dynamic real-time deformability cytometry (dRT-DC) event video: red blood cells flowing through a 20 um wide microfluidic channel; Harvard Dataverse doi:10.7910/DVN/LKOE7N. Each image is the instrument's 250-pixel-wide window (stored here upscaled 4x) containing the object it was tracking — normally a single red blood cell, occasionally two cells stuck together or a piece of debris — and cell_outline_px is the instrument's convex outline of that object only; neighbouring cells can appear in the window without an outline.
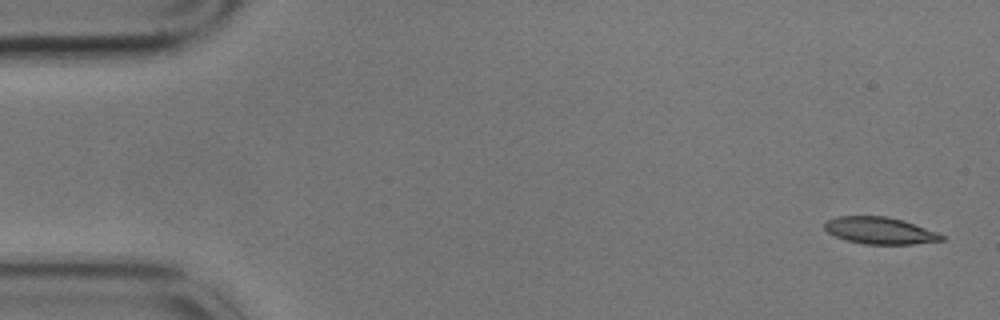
{"species": "common noctule bat (a hibernating species)", "species_latin": "Nyctalus noctula", "temperature_condition": "cold", "stored_images_in_passage": 5, "camera_frame_rate_fps": 3000, "um_per_image_px": 0.085, "animal": {"sex": "male", "body_mass_g": 17.9}, "frame": {"image": 1, "passage_image": 1, "time_ms": 0.0, "image_size_px": [1000, 320], "cell_outline_px": [[944, 240], [912, 244], [864, 244], [848, 240], [836, 236], [828, 232], [824, 228], [824, 220], [836, 216], [888, 216], [904, 220], [936, 232], [944, 236]], "centroid_in_image_um": [74.76, 19.58], "position_along_channel_um": 10.2, "area_um2": 18.32}}
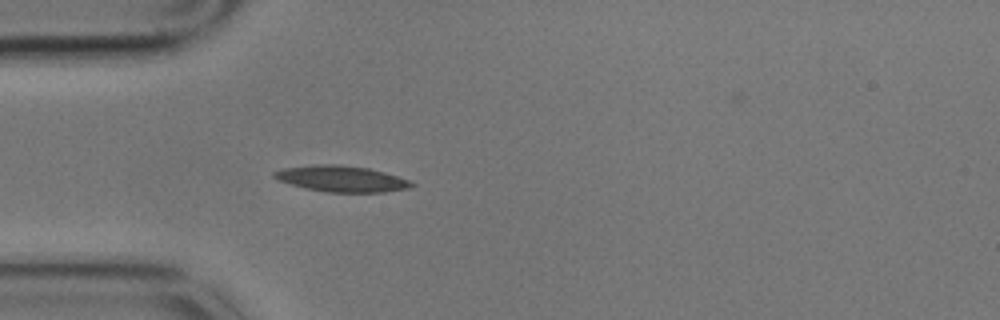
{"frame": {"image": 2, "passage_image": 5, "time_ms": 1.333, "image_size_px": [1000, 320], "cell_outline_px": [[416, 184], [408, 188], [384, 192], [328, 192], [304, 188], [276, 180], [272, 176], [272, 172], [284, 168], [316, 164], [336, 164], [368, 168], [384, 172], [408, 180]], "centroid_in_image_um": [28.97, 15.19], "position_along_channel_um": 56.0, "area_um2": 20.81}}